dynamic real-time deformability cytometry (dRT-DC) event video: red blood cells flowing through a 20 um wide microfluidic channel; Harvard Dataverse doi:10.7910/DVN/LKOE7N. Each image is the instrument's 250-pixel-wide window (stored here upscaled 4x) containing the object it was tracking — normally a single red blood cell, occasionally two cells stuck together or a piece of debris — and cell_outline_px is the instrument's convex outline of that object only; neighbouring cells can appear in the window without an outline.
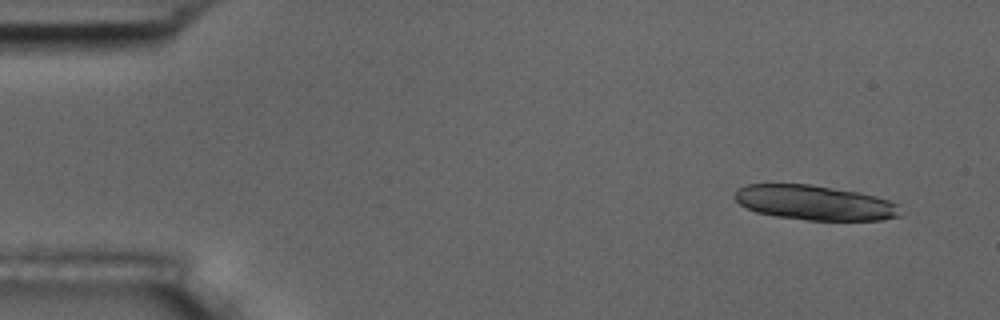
{"species": "common noctule bat (a hibernating species)", "species_latin": "Nyctalus noctula", "temperature_condition": "room temperature", "stored_images_in_passage": 4, "camera_frame_rate_fps": 3000, "um_per_image_px": 0.085, "animal": {"sex": "male", "body_mass_g": 17.5, "forearm_length_mm": 52.3}, "frame": {"image": 1, "passage_image": 1, "time_ms": 0.0, "image_size_px": [1000, 320], "cell_outline_px": [[900, 216], [880, 220], [808, 220], [776, 216], [756, 212], [740, 204], [732, 196], [740, 188], [748, 184], [812, 184], [860, 192], [876, 196], [888, 200], [896, 204]], "centroid_in_image_um": [69.23, 17.22], "position_along_channel_um": 15.8, "area_um2": 33.41}}